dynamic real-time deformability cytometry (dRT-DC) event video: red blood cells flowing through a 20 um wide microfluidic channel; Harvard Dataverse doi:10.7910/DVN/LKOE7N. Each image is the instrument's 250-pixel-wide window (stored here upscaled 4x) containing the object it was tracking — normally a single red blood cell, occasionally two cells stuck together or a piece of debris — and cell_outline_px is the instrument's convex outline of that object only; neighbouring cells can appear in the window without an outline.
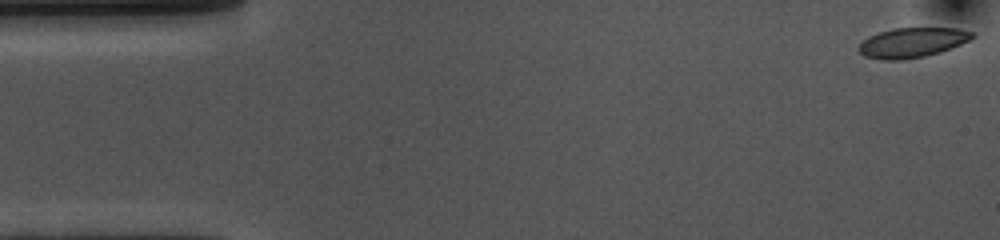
{"species": "common noctule bat (a hibernating species)", "species_latin": "Nyctalus noctula", "temperature_condition": "cold", "stored_images_in_passage": 54, "camera_frame_rate_fps": 3000, "um_per_image_px": 0.085, "animal": {"sex": "female", "body_mass_g": 10.0, "forearm_length_mm": 53.1}, "frame": {"image": 1, "passage_image": 1, "time_ms": 0.0, "image_size_px": [1000, 240], "cell_outline_px": [[976, 36], [960, 44], [940, 52], [924, 56], [904, 60], [880, 60], [864, 56], [856, 48], [868, 36], [892, 28], [956, 28], [976, 32]], "centroid_in_image_um": [77.52, 3.62], "position_along_channel_um": 7.5, "area_um2": 19.83}}
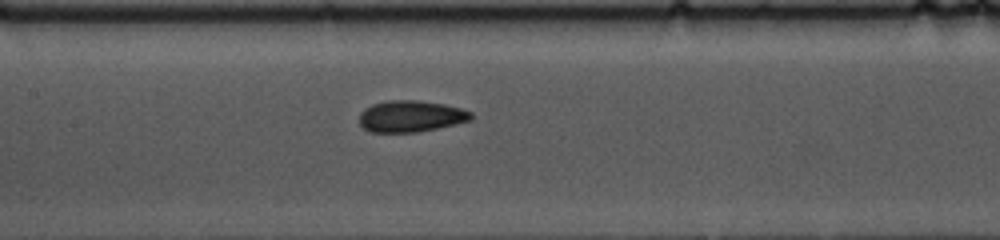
{"frame": {"image": 2, "passage_image": 24, "time_ms": 7.667, "image_size_px": [1000, 240], "cell_outline_px": [[472, 120], [456, 124], [416, 132], [368, 132], [360, 124], [360, 112], [364, 108], [372, 104], [388, 100], [416, 100], [444, 104], [460, 108], [472, 112]], "centroid_in_image_um": [34.9, 9.88], "position_along_channel_um": 172.5, "area_um2": 20.52}}
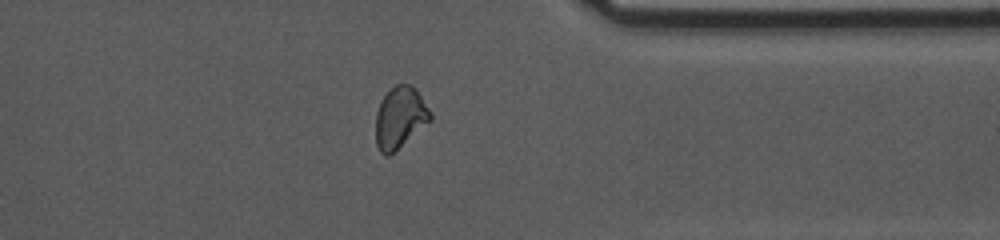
{"frame": {"image": 3, "passage_image": 42, "time_ms": 13.667, "image_size_px": [1000, 240], "cell_outline_px": [[432, 120], [388, 156], [384, 156], [380, 152], [376, 144], [376, 112], [380, 100], [396, 84], [408, 84], [416, 88], [432, 112]], "centroid_in_image_um": [34.01, 9.99], "position_along_channel_um": 377.4, "area_um2": 19.59}, "authors_computed_cell_mechanics": {"area_um2": 20.23, "velocity_mm_per_s": 3.6059, "shape_relaxation_time_tau1_ms": 4.4311, "shape_relaxation_time_tau2_ms": 1.6006, "deformation_change_tau1": 0.0961, "deformation_change_tau2": 0.0545}}